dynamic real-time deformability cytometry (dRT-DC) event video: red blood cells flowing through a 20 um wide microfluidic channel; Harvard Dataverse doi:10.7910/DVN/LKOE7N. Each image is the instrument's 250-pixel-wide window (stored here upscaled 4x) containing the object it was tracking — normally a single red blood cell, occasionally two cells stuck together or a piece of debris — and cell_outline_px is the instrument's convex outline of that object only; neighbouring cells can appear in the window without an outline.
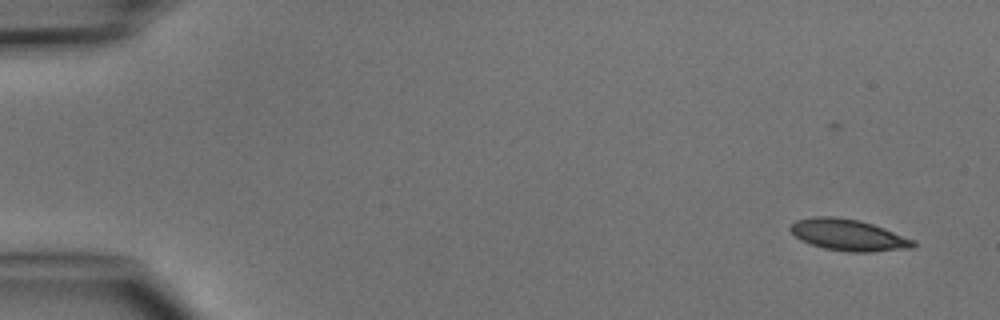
{"species": "common noctule bat (a hibernating species)", "species_latin": "Nyctalus noctula", "temperature_condition": "cold", "stored_images_in_passage": 5, "camera_frame_rate_fps": 3000, "um_per_image_px": 0.085, "animal": {"sex": "male", "body_mass_g": 15.6}, "frame": {"image": 1, "passage_image": 1, "time_ms": 0.0, "image_size_px": [1000, 320], "cell_outline_px": [[916, 244], [912, 248], [868, 252], [848, 252], [824, 248], [800, 240], [788, 228], [796, 220], [816, 216], [832, 216], [860, 220], [884, 228], [916, 240]], "centroid_in_image_um": [72.13, 19.97], "position_along_channel_um": 12.9, "area_um2": 22.48}}
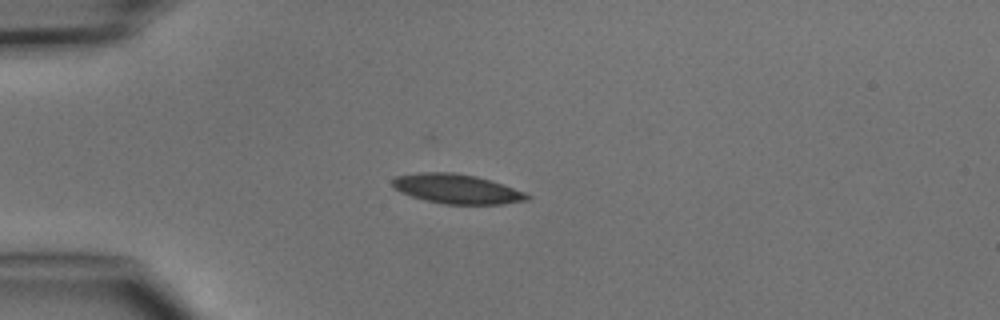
{"frame": {"image": 2, "passage_image": 4, "time_ms": 3.333, "image_size_px": [1000, 320], "cell_outline_px": [[532, 196], [528, 200], [504, 204], [444, 204], [412, 196], [396, 188], [392, 184], [392, 180], [396, 176], [420, 172], [456, 172], [476, 176], [504, 184], [528, 192]], "centroid_in_image_um": [38.93, 16.05], "position_along_channel_um": 46.1, "area_um2": 23.18}}